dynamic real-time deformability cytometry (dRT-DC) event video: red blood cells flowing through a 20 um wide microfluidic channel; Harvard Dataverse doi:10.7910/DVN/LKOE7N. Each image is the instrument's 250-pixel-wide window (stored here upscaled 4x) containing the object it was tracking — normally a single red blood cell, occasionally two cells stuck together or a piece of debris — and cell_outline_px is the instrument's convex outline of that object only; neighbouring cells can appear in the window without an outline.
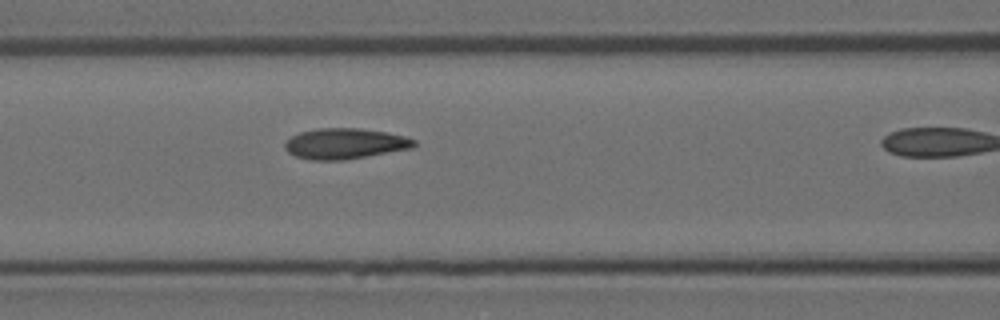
{"species": "Egyptian fruit bat (a non-hibernating species)", "species_latin": "Rousettus aegyptiacus", "temperature_condition": "room temperature", "stored_images_in_passage": 8, "camera_frame_rate_fps": 3000, "um_per_image_px": 0.085, "animal": {"sex": "female"}, "frame": {"image": 1, "passage_image": 8, "time_ms": 2.333, "image_size_px": [1000, 320], "cell_outline_px": [[416, 144], [412, 148], [344, 160], [312, 160], [296, 156], [288, 152], [284, 148], [284, 144], [292, 136], [300, 132], [320, 128], [360, 128], [388, 132], [404, 136], [416, 140]], "centroid_in_image_um": [29.33, 12.2], "position_along_channel_um": 137.3, "area_um2": 23.0}}